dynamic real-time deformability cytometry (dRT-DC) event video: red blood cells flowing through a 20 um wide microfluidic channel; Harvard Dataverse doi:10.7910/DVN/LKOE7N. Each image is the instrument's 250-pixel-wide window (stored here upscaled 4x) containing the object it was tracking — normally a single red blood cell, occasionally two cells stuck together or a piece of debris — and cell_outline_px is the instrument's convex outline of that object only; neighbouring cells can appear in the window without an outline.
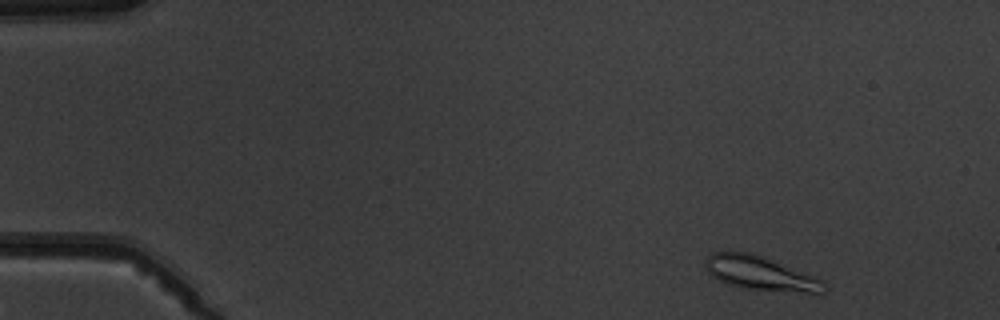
{"species": "common noctule bat (a hibernating species)", "species_latin": "Nyctalus noctula", "temperature_condition": "warm", "stored_images_in_passage": 4, "camera_frame_rate_fps": 3000, "um_per_image_px": 0.085, "animal": {"sex": "male", "body_mass_g": 19.5, "forearm_length_mm": 54.6}, "frame": {"image": 1, "passage_image": 1, "time_ms": 0.0, "image_size_px": [1000, 320], "cell_outline_px": [[828, 288], [820, 296], [740, 288], [728, 284], [712, 276], [708, 272], [704, 264], [704, 260], [712, 252], [748, 252], [760, 256], [824, 280]], "centroid_in_image_um": [64.73, 23.3], "position_along_channel_um": 20.3, "area_um2": 23.99}}